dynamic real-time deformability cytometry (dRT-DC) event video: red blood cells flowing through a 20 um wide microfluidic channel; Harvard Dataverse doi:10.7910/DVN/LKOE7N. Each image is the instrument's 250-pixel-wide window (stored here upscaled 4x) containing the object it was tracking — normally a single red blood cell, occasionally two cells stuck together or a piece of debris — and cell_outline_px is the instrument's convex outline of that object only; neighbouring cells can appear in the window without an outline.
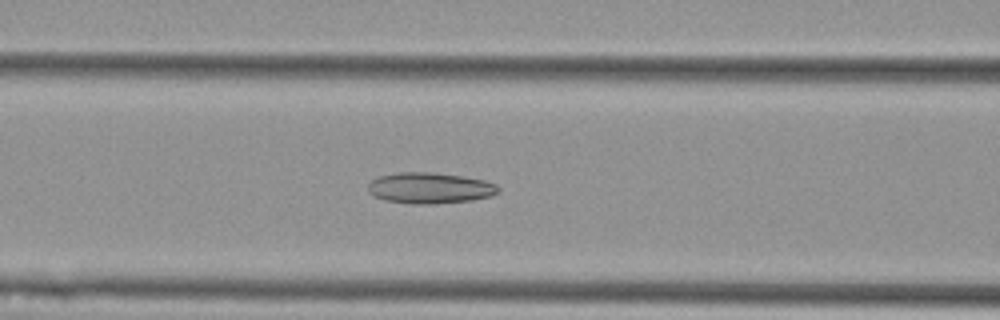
{"species": "Egyptian fruit bat (a non-hibernating species)", "species_latin": "Rousettus aegyptiacus", "temperature_condition": "cold", "stored_images_in_passage": 42, "camera_frame_rate_fps": 3000, "um_per_image_px": 0.085, "animal": {"sex": "female"}, "frame": {"image": 1, "passage_image": 15, "time_ms": 4.667, "image_size_px": [1000, 320], "cell_outline_px": [[500, 192], [492, 196], [472, 200], [432, 204], [412, 204], [384, 200], [372, 196], [368, 192], [368, 184], [372, 180], [380, 176], [400, 172], [432, 172], [464, 176], [484, 180], [496, 184], [500, 188]], "centroid_in_image_um": [36.55, 15.98], "position_along_channel_um": 130.1, "area_um2": 23.76}}
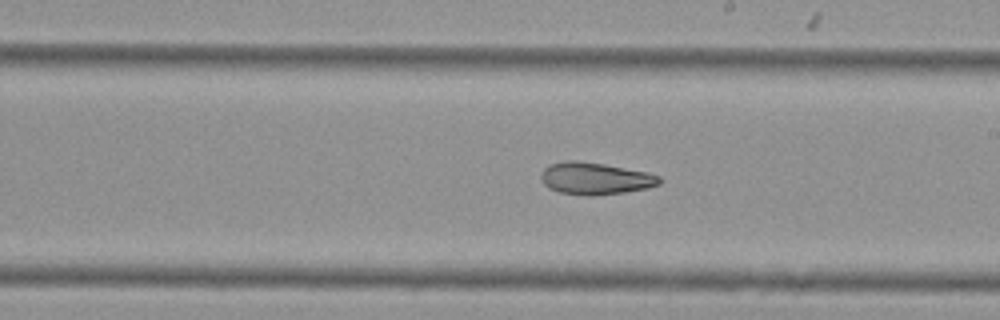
{"frame": {"image": 2, "passage_image": 24, "time_ms": 7.667, "image_size_px": [1000, 320], "cell_outline_px": [[664, 180], [660, 184], [648, 188], [624, 192], [592, 196], [588, 196], [560, 192], [548, 188], [544, 184], [540, 176], [544, 168], [548, 164], [568, 160], [576, 160], [604, 164], [648, 172], [660, 176]], "centroid_in_image_um": [50.61, 15.17], "position_along_channel_um": 238.4, "area_um2": 22.31}}
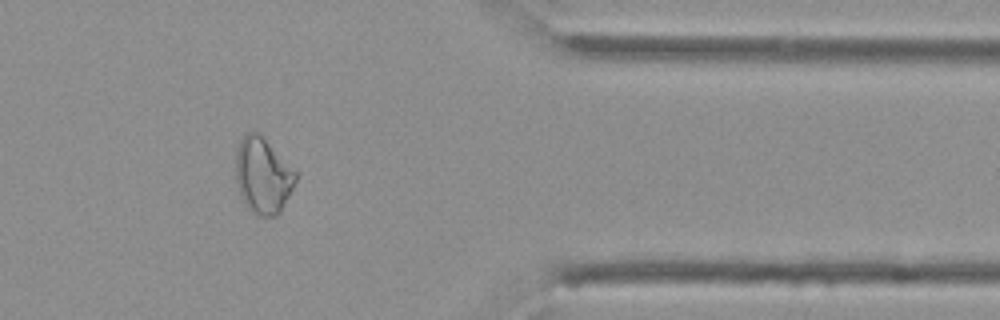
{"frame": {"image": 3, "passage_image": 38, "time_ms": 12.333, "image_size_px": [1000, 320], "cell_outline_px": [[296, 180], [280, 212], [276, 216], [260, 216], [252, 212], [244, 204], [240, 196], [236, 180], [236, 148], [244, 132], [260, 132], [296, 172]], "centroid_in_image_um": [22.31, 14.9], "position_along_channel_um": 389.1, "area_um2": 26.53}}